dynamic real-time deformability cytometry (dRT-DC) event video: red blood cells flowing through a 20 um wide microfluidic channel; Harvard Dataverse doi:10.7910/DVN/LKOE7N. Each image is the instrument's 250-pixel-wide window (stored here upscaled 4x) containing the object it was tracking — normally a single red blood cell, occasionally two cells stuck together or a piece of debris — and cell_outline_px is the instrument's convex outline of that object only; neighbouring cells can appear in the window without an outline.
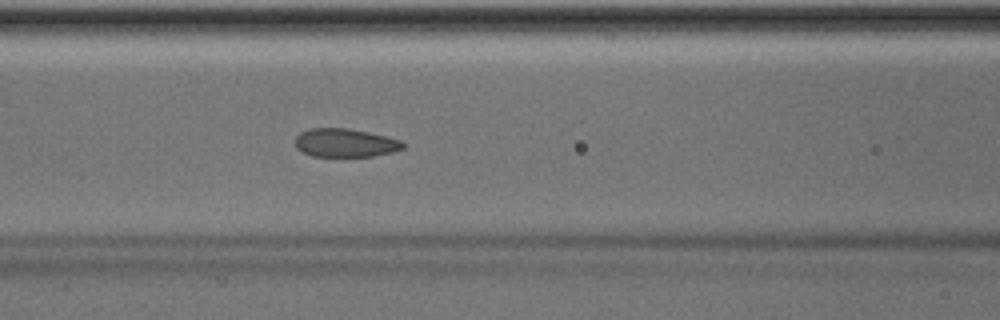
{"species": "Egyptian fruit bat (a non-hibernating species)", "species_latin": "Rousettus aegyptiacus", "temperature_condition": "room temperature", "stored_images_in_passage": 51, "camera_frame_rate_fps": 3000, "um_per_image_px": 0.085, "animal": {"sex": "male"}, "frame": {"image": 1, "passage_image": 22, "time_ms": 7.0, "image_size_px": [1000, 320], "cell_outline_px": [[404, 148], [392, 152], [372, 156], [312, 156], [296, 148], [296, 136], [300, 132], [308, 128], [348, 128], [368, 132], [400, 140], [404, 144]], "centroid_in_image_um": [29.32, 12.13], "position_along_channel_um": 137.3, "area_um2": 17.74}, "authors_computed_cell_mechanics": {"area_um2": 18.7272, "velocity_mm_per_s": 4.0061, "shape_relaxation_time_tau1_ms": 8.506, "shape_relaxation_time_tau2_ms": 1.1749, "deformation_change_tau1": 0.1824, "deformation_change_tau2": 0.0473}}